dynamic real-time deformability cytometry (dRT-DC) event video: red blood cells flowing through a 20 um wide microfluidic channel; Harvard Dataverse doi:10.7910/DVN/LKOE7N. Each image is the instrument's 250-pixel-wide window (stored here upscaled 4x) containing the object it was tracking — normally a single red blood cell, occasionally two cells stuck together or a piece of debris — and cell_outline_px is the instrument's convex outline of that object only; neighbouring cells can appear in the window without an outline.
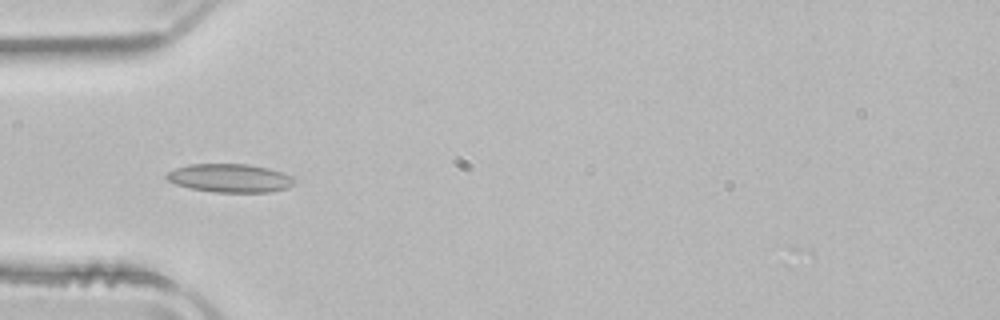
{"species": "common noctule bat (a hibernating species)", "species_latin": "Nyctalus noctula", "temperature_condition": "room temperature", "stored_images_in_passage": 36, "camera_frame_rate_fps": 3000, "um_per_image_px": 0.085, "animal": {"sex": "male", "body_mass_g": 21.5, "forearm_length_mm": 52.0}, "frame": {"image": 1, "passage_image": 1, "time_ms": 0.0, "image_size_px": [1000, 320], "cell_outline_px": [[296, 180], [288, 188], [268, 192], [216, 192], [188, 188], [176, 184], [168, 180], [164, 176], [168, 172], [176, 168], [188, 164], [248, 164], [268, 168], [292, 176]], "centroid_in_image_um": [19.53, 15.14], "position_along_channel_um": 65.5, "area_um2": 21.15}}
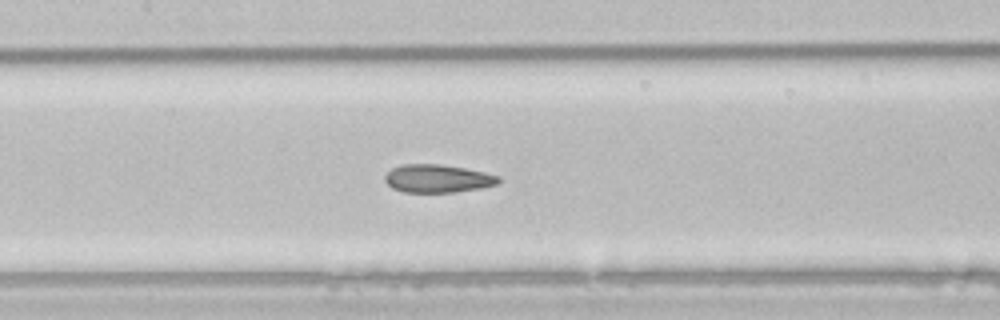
{"frame": {"image": 2, "passage_image": 9, "time_ms": 2.667, "image_size_px": [1000, 320], "cell_outline_px": [[500, 180], [496, 184], [480, 188], [456, 192], [404, 192], [392, 188], [384, 180], [384, 176], [392, 168], [400, 164], [440, 164], [464, 168], [484, 172], [500, 176]], "centroid_in_image_um": [37.17, 15.17], "position_along_channel_um": 170.2, "area_um2": 18.55}}
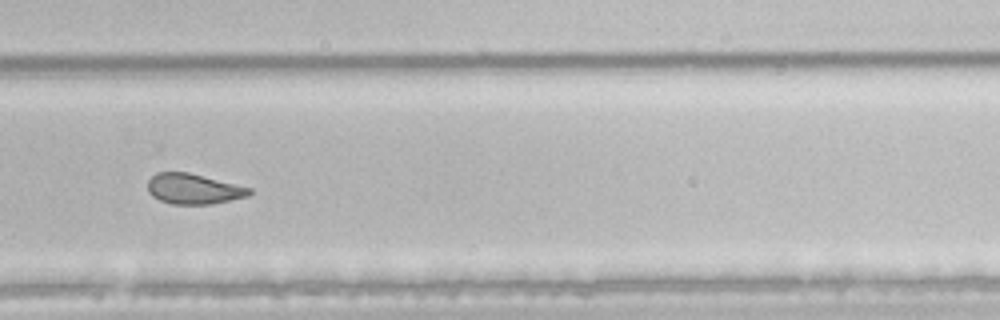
{"frame": {"image": 3, "passage_image": 20, "time_ms": 6.333, "image_size_px": [1000, 320], "cell_outline_px": [[252, 192], [248, 196], [212, 204], [172, 204], [160, 200], [152, 196], [148, 192], [148, 180], [156, 172], [188, 172], [252, 188]], "centroid_in_image_um": [16.44, 16.05], "position_along_channel_um": 313.4, "area_um2": 17.98}, "authors_computed_cell_mechanics": {"area_um2": 18.9873, "velocity_mm_per_s": 3.9235, "shape_relaxation_time_tau1_ms": null, "shape_relaxation_time_tau2_ms": 2.4427, "deformation_change_tau1": null, "deformation_change_tau2": 0.079}}